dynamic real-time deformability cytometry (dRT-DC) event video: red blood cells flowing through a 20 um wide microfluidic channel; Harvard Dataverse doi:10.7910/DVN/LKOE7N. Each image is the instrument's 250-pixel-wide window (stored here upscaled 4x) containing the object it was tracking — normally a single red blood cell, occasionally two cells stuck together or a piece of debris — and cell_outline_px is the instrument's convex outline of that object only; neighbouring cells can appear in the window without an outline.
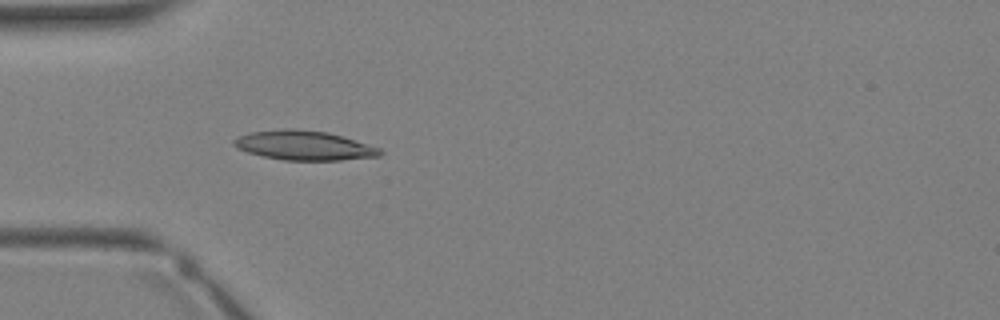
{"species": "Egyptian fruit bat (a non-hibernating species)", "species_latin": "Rousettus aegyptiacus", "temperature_condition": "warm", "stored_images_in_passage": 3, "camera_frame_rate_fps": 3000, "um_per_image_px": 0.085, "animal": {"sex": "female"}, "frame": {"image": 1, "passage_image": 3, "time_ms": 3.333, "image_size_px": [1000, 320], "cell_outline_px": [[384, 152], [380, 156], [340, 160], [284, 160], [264, 156], [248, 152], [236, 148], [232, 144], [232, 140], [236, 136], [252, 132], [288, 128], [296, 128], [328, 132], [344, 136], [380, 148]], "centroid_in_image_um": [25.84, 12.35], "position_along_channel_um": 59.2, "area_um2": 25.2}}